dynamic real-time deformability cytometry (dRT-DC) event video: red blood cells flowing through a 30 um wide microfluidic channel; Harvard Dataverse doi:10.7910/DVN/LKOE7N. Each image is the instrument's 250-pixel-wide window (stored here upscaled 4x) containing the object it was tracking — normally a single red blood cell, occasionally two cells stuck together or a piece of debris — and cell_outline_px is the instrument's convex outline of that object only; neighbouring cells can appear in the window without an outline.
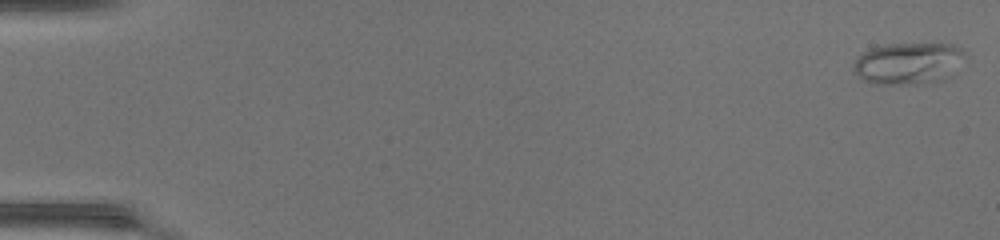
{"species": "common noctule bat (a hibernating species)", "species_latin": "Nyctalus noctula", "temperature_condition": "warm", "stored_images_in_passage": 49, "camera_frame_rate_fps": 3000, "um_per_image_px": 0.085, "animal": {"sex": "female", "body_mass_g": 17.0, "forearm_length_mm": 48.0}, "frame": {"image": 1, "passage_image": 1, "time_ms": 0.0, "image_size_px": [1000, 240], "cell_outline_px": [[960, 52], [956, 76], [944, 80], [924, 84], [872, 84], [860, 80], [852, 72], [852, 68], [856, 60], [864, 52], [872, 48], [884, 44], [952, 44], [960, 48]], "centroid_in_image_um": [77.14, 5.43], "position_along_channel_um": 7.9, "area_um2": 27.28}}
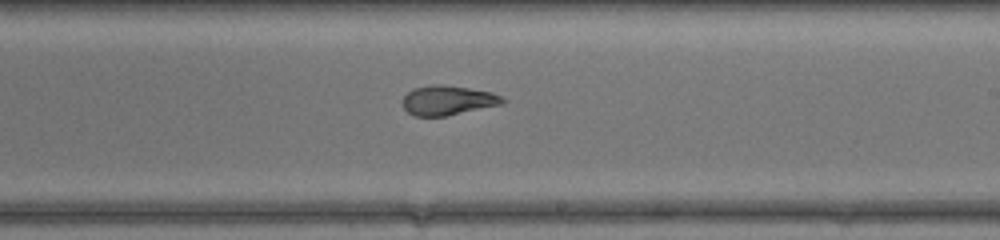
{"frame": {"image": 2, "passage_image": 30, "time_ms": 9.667, "image_size_px": [1000, 240], "cell_outline_px": [[508, 100], [504, 104], [448, 116], [416, 116], [408, 112], [400, 104], [404, 96], [412, 88], [432, 84], [444, 84], [492, 92], [504, 96]], "centroid_in_image_um": [38.1, 8.52], "position_along_channel_um": 250.9, "area_um2": 17.69}}
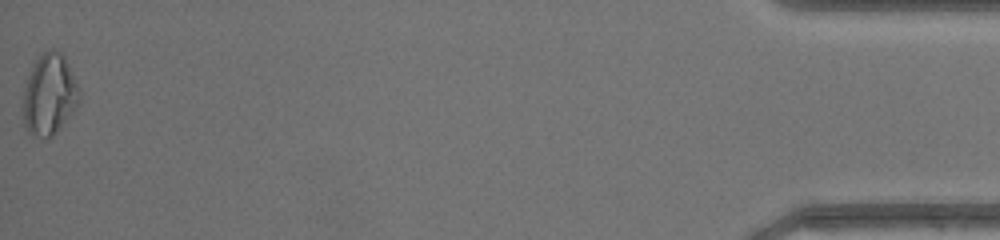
{"frame": {"image": 3, "passage_image": 49, "time_ms": 16.0, "image_size_px": [1000, 240], "cell_outline_px": [[80, 100], [76, 108], [52, 136], [36, 136], [28, 132], [24, 128], [20, 108], [24, 88], [32, 64], [48, 48], [52, 48], [60, 52], [64, 56], [68, 64], [80, 92]], "centroid_in_image_um": [4.15, 8.04], "position_along_channel_um": 431.1, "area_um2": 26.76}, "authors_computed_cell_mechanics": {"area_um2": 19.8254, "velocity_mm_per_s": 4.3427, "shape_relaxation_time_tau1_ms": null, "shape_relaxation_time_tau2_ms": 1.3901, "deformation_change_tau1": null, "deformation_change_tau2": 0.0849}}